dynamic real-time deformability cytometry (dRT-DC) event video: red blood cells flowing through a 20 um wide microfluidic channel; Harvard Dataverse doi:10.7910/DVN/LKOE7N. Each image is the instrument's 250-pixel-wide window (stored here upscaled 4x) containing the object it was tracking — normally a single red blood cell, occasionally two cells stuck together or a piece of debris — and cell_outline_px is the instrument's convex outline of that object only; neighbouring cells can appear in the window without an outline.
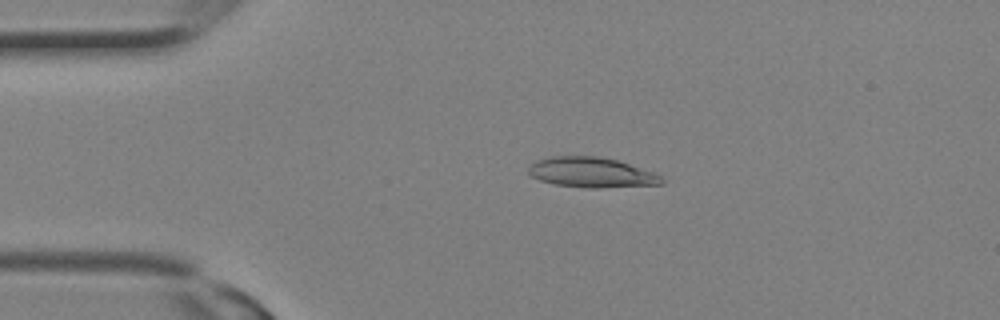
{"species": "Egyptian fruit bat (a non-hibernating species)", "species_latin": "Rousettus aegyptiacus", "temperature_condition": "room temperature", "stored_images_in_passage": 9, "segment_of_instrument_passage": [1, 2], "camera_frame_rate_fps": 3000, "um_per_image_px": 0.085, "animal": {"sex": "female"}, "frame": {"image": 1, "passage_image": 6, "time_ms": 1.667, "image_size_px": [1000, 320], "cell_outline_px": [[664, 184], [600, 188], [584, 188], [556, 184], [540, 180], [532, 176], [528, 172], [528, 168], [536, 160], [552, 156], [596, 156], [616, 160], [656, 172], [664, 180]], "centroid_in_image_um": [50.3, 14.66], "position_along_channel_um": 34.7, "area_um2": 23.41}}